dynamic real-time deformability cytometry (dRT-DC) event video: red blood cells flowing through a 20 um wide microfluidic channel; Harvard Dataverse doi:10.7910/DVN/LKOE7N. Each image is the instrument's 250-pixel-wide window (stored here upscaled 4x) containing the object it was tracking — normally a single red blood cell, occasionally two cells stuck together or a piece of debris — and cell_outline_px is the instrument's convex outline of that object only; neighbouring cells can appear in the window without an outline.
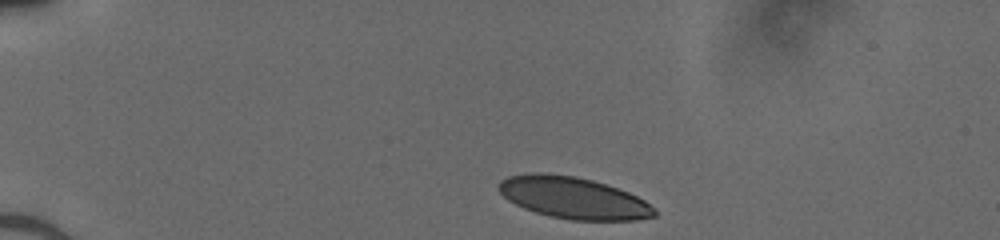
{"species": "human", "species_latin": "Homo sapiens", "temperature_condition": "cold", "stored_images_in_passage": 35, "camera_frame_rate_fps": 3000, "um_per_image_px": 0.085, "donor": {"sex": "male"}, "frame": {"image": 1, "passage_image": 1, "time_ms": 0.0, "image_size_px": [1000, 240], "cell_outline_px": [[656, 216], [636, 220], [572, 220], [548, 216], [524, 208], [508, 200], [496, 188], [496, 184], [500, 180], [508, 176], [536, 172], [544, 172], [576, 176], [592, 180], [628, 192], [644, 200], [656, 208]], "centroid_in_image_um": [48.71, 16.81], "position_along_channel_um": 36.3, "area_um2": 37.97}}
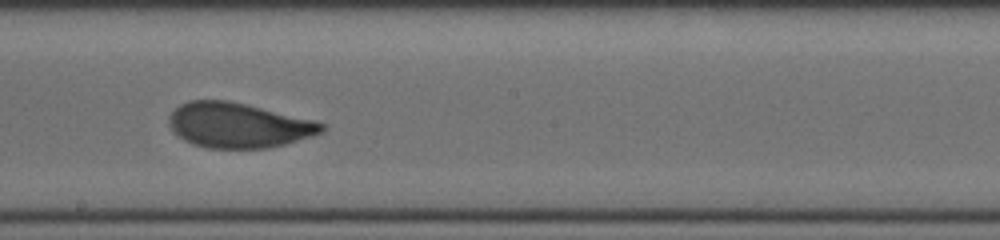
{"frame": {"image": 2, "passage_image": 20, "time_ms": 6.333, "image_size_px": [1000, 240], "cell_outline_px": [[328, 128], [324, 132], [312, 136], [284, 144], [268, 148], [208, 148], [192, 144], [176, 136], [172, 132], [168, 124], [168, 116], [180, 104], [188, 100], [228, 100], [312, 120], [324, 124]], "centroid_in_image_um": [20.21, 10.65], "position_along_channel_um": 228.0, "area_um2": 40.06}}
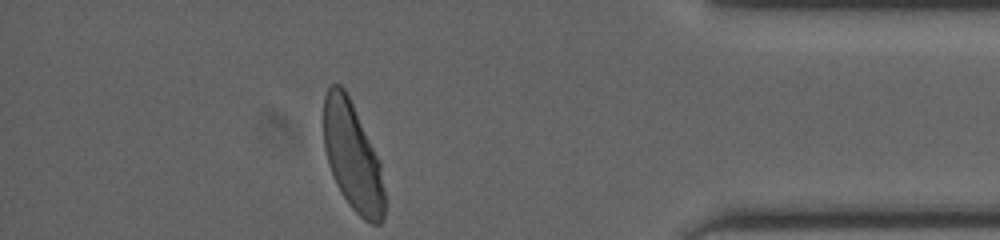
{"frame": {"image": 3, "passage_image": 35, "time_ms": 11.333, "image_size_px": [1000, 240], "cell_outline_px": [[384, 220], [380, 224], [372, 224], [364, 220], [348, 204], [340, 192], [336, 184], [328, 164], [324, 148], [324, 96], [328, 88], [332, 84], [340, 84], [344, 88], [380, 160], [384, 188]], "centroid_in_image_um": [29.97, 13.34], "position_along_channel_um": 405.2, "area_um2": 38.38}}